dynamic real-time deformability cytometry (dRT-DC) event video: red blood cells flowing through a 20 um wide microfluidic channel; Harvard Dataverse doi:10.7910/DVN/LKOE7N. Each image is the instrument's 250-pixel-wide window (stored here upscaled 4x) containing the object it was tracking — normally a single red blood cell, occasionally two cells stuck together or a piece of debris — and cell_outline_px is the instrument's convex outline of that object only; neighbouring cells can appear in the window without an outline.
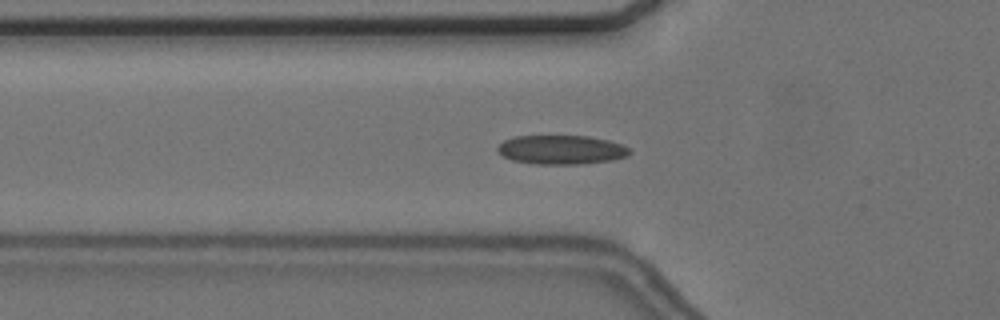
{"species": "common noctule bat (a hibernating species)", "species_latin": "Nyctalus noctula", "temperature_condition": "cold", "stored_images_in_passage": 57, "camera_frame_rate_fps": 3000, "um_per_image_px": 0.085, "animal": {"sex": "female", "body_mass_g": 24.6, "forearm_length_mm": 56.2}, "frame": {"image": 1, "passage_image": 20, "time_ms": 6.333, "image_size_px": [1000, 320], "cell_outline_px": [[632, 152], [628, 156], [612, 160], [580, 164], [536, 164], [512, 160], [504, 156], [496, 148], [504, 140], [516, 136], [588, 136], [608, 140], [620, 144], [628, 148]], "centroid_in_image_um": [47.73, 12.73], "position_along_channel_um": 78.1, "area_um2": 22.25}}
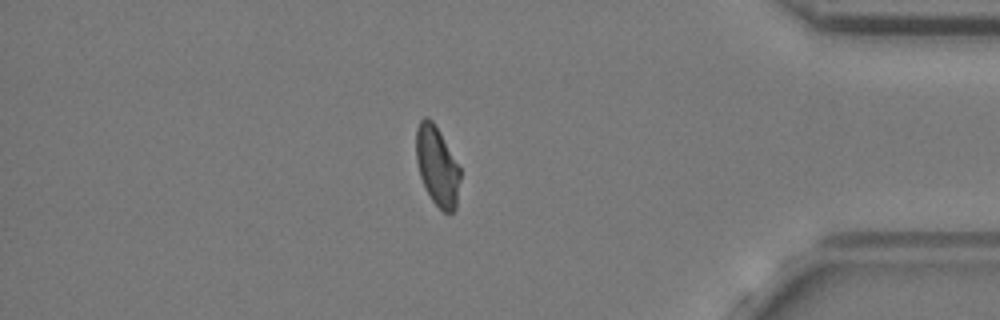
{"frame": {"image": 2, "passage_image": 49, "time_ms": 16.0, "image_size_px": [1000, 320], "cell_outline_px": [[460, 180], [456, 208], [452, 212], [444, 212], [432, 200], [420, 176], [416, 160], [416, 128], [420, 120], [424, 116], [428, 116], [432, 120], [460, 168]], "centroid_in_image_um": [37.15, 14.1], "position_along_channel_um": 398.1, "area_um2": 20.06}}
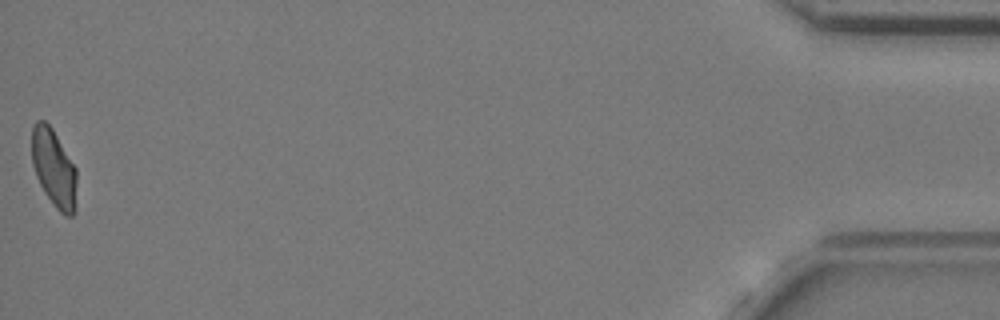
{"frame": {"image": 3, "passage_image": 57, "time_ms": 18.667, "image_size_px": [1000, 320], "cell_outline_px": [[76, 212], [72, 216], [64, 216], [56, 208], [44, 192], [36, 176], [32, 164], [32, 124], [36, 120], [44, 120], [52, 128], [76, 168]], "centroid_in_image_um": [4.58, 14.31], "position_along_channel_um": 430.6, "area_um2": 20.52}, "authors_computed_cell_mechanics": {"area_um2": 21.386, "velocity_mm_per_s": 3.6356, "shape_relaxation_time_tau1_ms": null, "shape_relaxation_time_tau2_ms": 1.6253, "deformation_change_tau1": null, "deformation_change_tau2": 0.0822}}